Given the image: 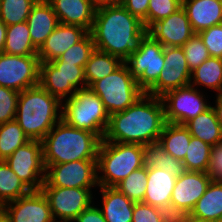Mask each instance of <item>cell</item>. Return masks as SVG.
<instances>
[{"label": "cell", "mask_w": 222, "mask_h": 222, "mask_svg": "<svg viewBox=\"0 0 222 222\" xmlns=\"http://www.w3.org/2000/svg\"><path fill=\"white\" fill-rule=\"evenodd\" d=\"M195 34L222 23V0H182Z\"/></svg>", "instance_id": "obj_22"}, {"label": "cell", "mask_w": 222, "mask_h": 222, "mask_svg": "<svg viewBox=\"0 0 222 222\" xmlns=\"http://www.w3.org/2000/svg\"><path fill=\"white\" fill-rule=\"evenodd\" d=\"M3 52L10 55L38 56L33 45L27 22L7 26Z\"/></svg>", "instance_id": "obj_29"}, {"label": "cell", "mask_w": 222, "mask_h": 222, "mask_svg": "<svg viewBox=\"0 0 222 222\" xmlns=\"http://www.w3.org/2000/svg\"><path fill=\"white\" fill-rule=\"evenodd\" d=\"M164 69L158 80L145 92L156 97L190 84L191 71L188 68L182 47H164Z\"/></svg>", "instance_id": "obj_15"}, {"label": "cell", "mask_w": 222, "mask_h": 222, "mask_svg": "<svg viewBox=\"0 0 222 222\" xmlns=\"http://www.w3.org/2000/svg\"><path fill=\"white\" fill-rule=\"evenodd\" d=\"M147 33L163 47H182L195 35L182 6L167 18L155 22Z\"/></svg>", "instance_id": "obj_18"}, {"label": "cell", "mask_w": 222, "mask_h": 222, "mask_svg": "<svg viewBox=\"0 0 222 222\" xmlns=\"http://www.w3.org/2000/svg\"><path fill=\"white\" fill-rule=\"evenodd\" d=\"M172 216L157 207L138 202L134 203L132 222H171Z\"/></svg>", "instance_id": "obj_40"}, {"label": "cell", "mask_w": 222, "mask_h": 222, "mask_svg": "<svg viewBox=\"0 0 222 222\" xmlns=\"http://www.w3.org/2000/svg\"><path fill=\"white\" fill-rule=\"evenodd\" d=\"M95 49L92 36L88 33L81 41L71 46L59 58L52 60L51 63H70L84 68Z\"/></svg>", "instance_id": "obj_37"}, {"label": "cell", "mask_w": 222, "mask_h": 222, "mask_svg": "<svg viewBox=\"0 0 222 222\" xmlns=\"http://www.w3.org/2000/svg\"><path fill=\"white\" fill-rule=\"evenodd\" d=\"M144 166L165 170L176 177L186 171L184 162L168 154L159 142L144 146Z\"/></svg>", "instance_id": "obj_31"}, {"label": "cell", "mask_w": 222, "mask_h": 222, "mask_svg": "<svg viewBox=\"0 0 222 222\" xmlns=\"http://www.w3.org/2000/svg\"><path fill=\"white\" fill-rule=\"evenodd\" d=\"M121 4L133 16L141 20L147 29V14L149 0H121Z\"/></svg>", "instance_id": "obj_44"}, {"label": "cell", "mask_w": 222, "mask_h": 222, "mask_svg": "<svg viewBox=\"0 0 222 222\" xmlns=\"http://www.w3.org/2000/svg\"><path fill=\"white\" fill-rule=\"evenodd\" d=\"M89 33L96 50L125 61L139 47L147 29L141 20L120 3L96 9Z\"/></svg>", "instance_id": "obj_2"}, {"label": "cell", "mask_w": 222, "mask_h": 222, "mask_svg": "<svg viewBox=\"0 0 222 222\" xmlns=\"http://www.w3.org/2000/svg\"><path fill=\"white\" fill-rule=\"evenodd\" d=\"M89 32L83 27L59 23L38 50L40 63L59 58L71 46L81 41Z\"/></svg>", "instance_id": "obj_19"}, {"label": "cell", "mask_w": 222, "mask_h": 222, "mask_svg": "<svg viewBox=\"0 0 222 222\" xmlns=\"http://www.w3.org/2000/svg\"><path fill=\"white\" fill-rule=\"evenodd\" d=\"M190 140L191 134L184 125L166 122L158 142L168 154L183 161Z\"/></svg>", "instance_id": "obj_28"}, {"label": "cell", "mask_w": 222, "mask_h": 222, "mask_svg": "<svg viewBox=\"0 0 222 222\" xmlns=\"http://www.w3.org/2000/svg\"><path fill=\"white\" fill-rule=\"evenodd\" d=\"M30 141L16 120L0 124V160H6L18 147Z\"/></svg>", "instance_id": "obj_33"}, {"label": "cell", "mask_w": 222, "mask_h": 222, "mask_svg": "<svg viewBox=\"0 0 222 222\" xmlns=\"http://www.w3.org/2000/svg\"><path fill=\"white\" fill-rule=\"evenodd\" d=\"M62 102L40 85L21 91L15 120L30 140L41 141L62 119Z\"/></svg>", "instance_id": "obj_4"}, {"label": "cell", "mask_w": 222, "mask_h": 222, "mask_svg": "<svg viewBox=\"0 0 222 222\" xmlns=\"http://www.w3.org/2000/svg\"><path fill=\"white\" fill-rule=\"evenodd\" d=\"M95 9L113 6L121 3V0H89Z\"/></svg>", "instance_id": "obj_47"}, {"label": "cell", "mask_w": 222, "mask_h": 222, "mask_svg": "<svg viewBox=\"0 0 222 222\" xmlns=\"http://www.w3.org/2000/svg\"><path fill=\"white\" fill-rule=\"evenodd\" d=\"M147 185V167L143 166L131 172L114 187L134 203L143 202Z\"/></svg>", "instance_id": "obj_35"}, {"label": "cell", "mask_w": 222, "mask_h": 222, "mask_svg": "<svg viewBox=\"0 0 222 222\" xmlns=\"http://www.w3.org/2000/svg\"><path fill=\"white\" fill-rule=\"evenodd\" d=\"M90 89L100 97L109 116L126 110L145 93L125 62L110 75L96 81Z\"/></svg>", "instance_id": "obj_7"}, {"label": "cell", "mask_w": 222, "mask_h": 222, "mask_svg": "<svg viewBox=\"0 0 222 222\" xmlns=\"http://www.w3.org/2000/svg\"><path fill=\"white\" fill-rule=\"evenodd\" d=\"M182 48L190 71H193L210 57L207 47L198 34L193 35Z\"/></svg>", "instance_id": "obj_38"}, {"label": "cell", "mask_w": 222, "mask_h": 222, "mask_svg": "<svg viewBox=\"0 0 222 222\" xmlns=\"http://www.w3.org/2000/svg\"><path fill=\"white\" fill-rule=\"evenodd\" d=\"M43 163L53 165L77 160H97L101 139L61 119L41 140Z\"/></svg>", "instance_id": "obj_3"}, {"label": "cell", "mask_w": 222, "mask_h": 222, "mask_svg": "<svg viewBox=\"0 0 222 222\" xmlns=\"http://www.w3.org/2000/svg\"><path fill=\"white\" fill-rule=\"evenodd\" d=\"M163 49L164 47L147 33L139 47L124 61L144 92L158 80L164 69Z\"/></svg>", "instance_id": "obj_8"}, {"label": "cell", "mask_w": 222, "mask_h": 222, "mask_svg": "<svg viewBox=\"0 0 222 222\" xmlns=\"http://www.w3.org/2000/svg\"><path fill=\"white\" fill-rule=\"evenodd\" d=\"M0 222H9L8 217L6 214L3 212L2 209H0Z\"/></svg>", "instance_id": "obj_50"}, {"label": "cell", "mask_w": 222, "mask_h": 222, "mask_svg": "<svg viewBox=\"0 0 222 222\" xmlns=\"http://www.w3.org/2000/svg\"><path fill=\"white\" fill-rule=\"evenodd\" d=\"M44 166L45 181L51 187H99L97 180V160H77Z\"/></svg>", "instance_id": "obj_13"}, {"label": "cell", "mask_w": 222, "mask_h": 222, "mask_svg": "<svg viewBox=\"0 0 222 222\" xmlns=\"http://www.w3.org/2000/svg\"><path fill=\"white\" fill-rule=\"evenodd\" d=\"M106 222L103 213L100 208L97 206H89L84 209L74 220L73 222Z\"/></svg>", "instance_id": "obj_45"}, {"label": "cell", "mask_w": 222, "mask_h": 222, "mask_svg": "<svg viewBox=\"0 0 222 222\" xmlns=\"http://www.w3.org/2000/svg\"><path fill=\"white\" fill-rule=\"evenodd\" d=\"M39 85L63 102L86 88L84 68L70 63H40Z\"/></svg>", "instance_id": "obj_9"}, {"label": "cell", "mask_w": 222, "mask_h": 222, "mask_svg": "<svg viewBox=\"0 0 222 222\" xmlns=\"http://www.w3.org/2000/svg\"><path fill=\"white\" fill-rule=\"evenodd\" d=\"M190 80L189 85L197 89L198 86H205L217 93L221 92L222 58L210 56L200 66L191 71Z\"/></svg>", "instance_id": "obj_30"}, {"label": "cell", "mask_w": 222, "mask_h": 222, "mask_svg": "<svg viewBox=\"0 0 222 222\" xmlns=\"http://www.w3.org/2000/svg\"><path fill=\"white\" fill-rule=\"evenodd\" d=\"M210 56L222 58V23L198 33Z\"/></svg>", "instance_id": "obj_42"}, {"label": "cell", "mask_w": 222, "mask_h": 222, "mask_svg": "<svg viewBox=\"0 0 222 222\" xmlns=\"http://www.w3.org/2000/svg\"><path fill=\"white\" fill-rule=\"evenodd\" d=\"M9 222H55L49 203L41 190L11 201L1 207Z\"/></svg>", "instance_id": "obj_17"}, {"label": "cell", "mask_w": 222, "mask_h": 222, "mask_svg": "<svg viewBox=\"0 0 222 222\" xmlns=\"http://www.w3.org/2000/svg\"><path fill=\"white\" fill-rule=\"evenodd\" d=\"M19 92L0 86V124L15 120Z\"/></svg>", "instance_id": "obj_41"}, {"label": "cell", "mask_w": 222, "mask_h": 222, "mask_svg": "<svg viewBox=\"0 0 222 222\" xmlns=\"http://www.w3.org/2000/svg\"><path fill=\"white\" fill-rule=\"evenodd\" d=\"M217 98L215 100L216 102V105L215 106H212L216 112V115H217V120L219 122V124L221 125V128H222V91L219 92L218 94H216Z\"/></svg>", "instance_id": "obj_48"}, {"label": "cell", "mask_w": 222, "mask_h": 222, "mask_svg": "<svg viewBox=\"0 0 222 222\" xmlns=\"http://www.w3.org/2000/svg\"><path fill=\"white\" fill-rule=\"evenodd\" d=\"M59 23L83 27L90 32L96 9L89 0H47Z\"/></svg>", "instance_id": "obj_21"}, {"label": "cell", "mask_w": 222, "mask_h": 222, "mask_svg": "<svg viewBox=\"0 0 222 222\" xmlns=\"http://www.w3.org/2000/svg\"><path fill=\"white\" fill-rule=\"evenodd\" d=\"M37 0H1L0 20L7 26L27 21Z\"/></svg>", "instance_id": "obj_36"}, {"label": "cell", "mask_w": 222, "mask_h": 222, "mask_svg": "<svg viewBox=\"0 0 222 222\" xmlns=\"http://www.w3.org/2000/svg\"><path fill=\"white\" fill-rule=\"evenodd\" d=\"M189 215L218 222L222 215V183L210 182L206 192L199 198Z\"/></svg>", "instance_id": "obj_27"}, {"label": "cell", "mask_w": 222, "mask_h": 222, "mask_svg": "<svg viewBox=\"0 0 222 222\" xmlns=\"http://www.w3.org/2000/svg\"><path fill=\"white\" fill-rule=\"evenodd\" d=\"M204 98L200 90L190 85L166 92L161 96L165 121L184 125L211 106Z\"/></svg>", "instance_id": "obj_12"}, {"label": "cell", "mask_w": 222, "mask_h": 222, "mask_svg": "<svg viewBox=\"0 0 222 222\" xmlns=\"http://www.w3.org/2000/svg\"><path fill=\"white\" fill-rule=\"evenodd\" d=\"M182 6V0H149L147 30L157 21L167 18Z\"/></svg>", "instance_id": "obj_39"}, {"label": "cell", "mask_w": 222, "mask_h": 222, "mask_svg": "<svg viewBox=\"0 0 222 222\" xmlns=\"http://www.w3.org/2000/svg\"><path fill=\"white\" fill-rule=\"evenodd\" d=\"M165 123L161 97L144 93L126 110L109 116L103 141L144 146L157 143Z\"/></svg>", "instance_id": "obj_1"}, {"label": "cell", "mask_w": 222, "mask_h": 222, "mask_svg": "<svg viewBox=\"0 0 222 222\" xmlns=\"http://www.w3.org/2000/svg\"><path fill=\"white\" fill-rule=\"evenodd\" d=\"M171 222H212L203 219H199L196 217H192L189 214L177 215L171 218Z\"/></svg>", "instance_id": "obj_46"}, {"label": "cell", "mask_w": 222, "mask_h": 222, "mask_svg": "<svg viewBox=\"0 0 222 222\" xmlns=\"http://www.w3.org/2000/svg\"><path fill=\"white\" fill-rule=\"evenodd\" d=\"M41 191L48 200L55 222H73L93 202L91 188L51 187L44 181Z\"/></svg>", "instance_id": "obj_10"}, {"label": "cell", "mask_w": 222, "mask_h": 222, "mask_svg": "<svg viewBox=\"0 0 222 222\" xmlns=\"http://www.w3.org/2000/svg\"><path fill=\"white\" fill-rule=\"evenodd\" d=\"M206 172L185 171L177 177L171 195L170 215L190 214L209 184Z\"/></svg>", "instance_id": "obj_16"}, {"label": "cell", "mask_w": 222, "mask_h": 222, "mask_svg": "<svg viewBox=\"0 0 222 222\" xmlns=\"http://www.w3.org/2000/svg\"><path fill=\"white\" fill-rule=\"evenodd\" d=\"M206 174L211 182L222 183V141L211 148Z\"/></svg>", "instance_id": "obj_43"}, {"label": "cell", "mask_w": 222, "mask_h": 222, "mask_svg": "<svg viewBox=\"0 0 222 222\" xmlns=\"http://www.w3.org/2000/svg\"><path fill=\"white\" fill-rule=\"evenodd\" d=\"M31 190L11 170L4 160H0V207L27 195Z\"/></svg>", "instance_id": "obj_32"}, {"label": "cell", "mask_w": 222, "mask_h": 222, "mask_svg": "<svg viewBox=\"0 0 222 222\" xmlns=\"http://www.w3.org/2000/svg\"><path fill=\"white\" fill-rule=\"evenodd\" d=\"M191 136L213 146L222 141V128L212 106L184 124Z\"/></svg>", "instance_id": "obj_25"}, {"label": "cell", "mask_w": 222, "mask_h": 222, "mask_svg": "<svg viewBox=\"0 0 222 222\" xmlns=\"http://www.w3.org/2000/svg\"><path fill=\"white\" fill-rule=\"evenodd\" d=\"M143 166L144 145L101 140L97 153V174H102L97 175L99 186L114 187Z\"/></svg>", "instance_id": "obj_5"}, {"label": "cell", "mask_w": 222, "mask_h": 222, "mask_svg": "<svg viewBox=\"0 0 222 222\" xmlns=\"http://www.w3.org/2000/svg\"><path fill=\"white\" fill-rule=\"evenodd\" d=\"M123 63L121 58L95 49L84 67L86 87L90 88L96 81L113 73Z\"/></svg>", "instance_id": "obj_26"}, {"label": "cell", "mask_w": 222, "mask_h": 222, "mask_svg": "<svg viewBox=\"0 0 222 222\" xmlns=\"http://www.w3.org/2000/svg\"><path fill=\"white\" fill-rule=\"evenodd\" d=\"M26 22L32 43L38 50L59 24L57 15L47 0H37Z\"/></svg>", "instance_id": "obj_23"}, {"label": "cell", "mask_w": 222, "mask_h": 222, "mask_svg": "<svg viewBox=\"0 0 222 222\" xmlns=\"http://www.w3.org/2000/svg\"><path fill=\"white\" fill-rule=\"evenodd\" d=\"M7 33V25L0 20V53L3 52Z\"/></svg>", "instance_id": "obj_49"}, {"label": "cell", "mask_w": 222, "mask_h": 222, "mask_svg": "<svg viewBox=\"0 0 222 222\" xmlns=\"http://www.w3.org/2000/svg\"><path fill=\"white\" fill-rule=\"evenodd\" d=\"M218 222H222V215H221V217H220V219H219V221Z\"/></svg>", "instance_id": "obj_51"}, {"label": "cell", "mask_w": 222, "mask_h": 222, "mask_svg": "<svg viewBox=\"0 0 222 222\" xmlns=\"http://www.w3.org/2000/svg\"><path fill=\"white\" fill-rule=\"evenodd\" d=\"M177 177L158 168L147 167V185L143 203L170 214L171 195Z\"/></svg>", "instance_id": "obj_20"}, {"label": "cell", "mask_w": 222, "mask_h": 222, "mask_svg": "<svg viewBox=\"0 0 222 222\" xmlns=\"http://www.w3.org/2000/svg\"><path fill=\"white\" fill-rule=\"evenodd\" d=\"M38 56L0 53V86L17 92L39 85Z\"/></svg>", "instance_id": "obj_14"}, {"label": "cell", "mask_w": 222, "mask_h": 222, "mask_svg": "<svg viewBox=\"0 0 222 222\" xmlns=\"http://www.w3.org/2000/svg\"><path fill=\"white\" fill-rule=\"evenodd\" d=\"M212 146L191 136V140L183 159L186 171L206 172Z\"/></svg>", "instance_id": "obj_34"}, {"label": "cell", "mask_w": 222, "mask_h": 222, "mask_svg": "<svg viewBox=\"0 0 222 222\" xmlns=\"http://www.w3.org/2000/svg\"><path fill=\"white\" fill-rule=\"evenodd\" d=\"M5 162L31 191L41 190L45 181L41 141L30 140L18 147Z\"/></svg>", "instance_id": "obj_11"}, {"label": "cell", "mask_w": 222, "mask_h": 222, "mask_svg": "<svg viewBox=\"0 0 222 222\" xmlns=\"http://www.w3.org/2000/svg\"><path fill=\"white\" fill-rule=\"evenodd\" d=\"M99 187L103 205L100 209L106 222H132L134 202L115 187Z\"/></svg>", "instance_id": "obj_24"}, {"label": "cell", "mask_w": 222, "mask_h": 222, "mask_svg": "<svg viewBox=\"0 0 222 222\" xmlns=\"http://www.w3.org/2000/svg\"><path fill=\"white\" fill-rule=\"evenodd\" d=\"M64 101L60 109L62 119L70 126L88 130L103 140L109 115L100 97L86 87Z\"/></svg>", "instance_id": "obj_6"}]
</instances>
